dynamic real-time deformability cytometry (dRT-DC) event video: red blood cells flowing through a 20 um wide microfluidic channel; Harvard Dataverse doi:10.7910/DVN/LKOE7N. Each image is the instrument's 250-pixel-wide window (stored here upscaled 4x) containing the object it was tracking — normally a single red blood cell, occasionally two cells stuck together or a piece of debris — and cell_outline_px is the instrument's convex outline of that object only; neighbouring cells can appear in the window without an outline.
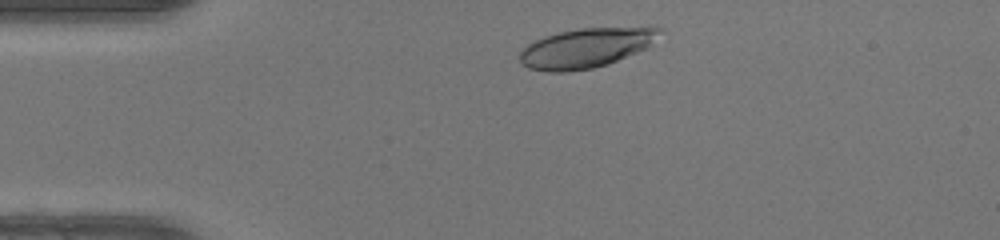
{"species": "human", "species_latin": "Homo sapiens", "temperature_condition": "warm", "stored_images_in_passage": 35, "camera_frame_rate_fps": 3000, "um_per_image_px": 0.085, "donor": {"sex": "female"}, "frame": {"image": 1, "passage_image": 3, "time_ms": 0.667, "image_size_px": [1000, 240], "cell_outline_px": [[664, 28], [648, 48], [608, 64], [592, 68], [568, 72], [548, 72], [528, 68], [520, 64], [520, 52], [528, 44], [544, 36], [560, 32], [580, 28]], "centroid_in_image_um": [49.77, 4.1], "position_along_channel_um": 35.2, "area_um2": 32.02}}
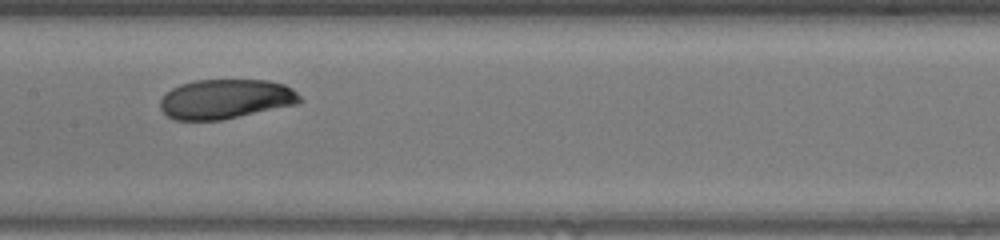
{"frame": {"image": 2, "passage_image": 17, "time_ms": 5.333, "image_size_px": [1000, 240], "cell_outline_px": [[304, 100], [300, 104], [220, 120], [176, 120], [168, 116], [160, 108], [160, 100], [172, 88], [180, 84], [196, 80], [268, 80], [284, 84], [292, 88]], "centroid_in_image_um": [19.22, 8.42], "position_along_channel_um": 188.2, "area_um2": 32.31}}
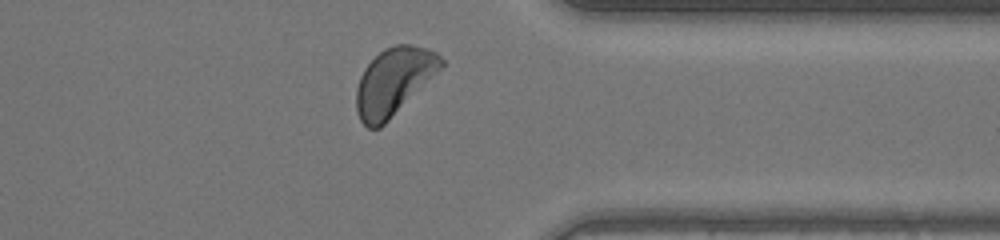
{"frame": {"image": 3, "passage_image": 31, "time_ms": 10.0, "image_size_px": [1000, 240], "cell_outline_px": [[444, 64], [380, 128], [368, 128], [360, 120], [356, 112], [356, 88], [360, 76], [364, 68], [384, 48], [396, 44], [408, 44], [428, 48], [436, 52], [444, 60]], "centroid_in_image_um": [33.42, 6.91], "position_along_channel_um": 378.0, "area_um2": 32.6}, "authors_computed_cell_mechanics": {"area_um2": 32.8304, "velocity_mm_per_s": 4.2165, "shape_relaxation_time_tau1_ms": 4.4743, "shape_relaxation_time_tau2_ms": null, "deformation_change_tau1": 0.1486, "deformation_change_tau2": null}}